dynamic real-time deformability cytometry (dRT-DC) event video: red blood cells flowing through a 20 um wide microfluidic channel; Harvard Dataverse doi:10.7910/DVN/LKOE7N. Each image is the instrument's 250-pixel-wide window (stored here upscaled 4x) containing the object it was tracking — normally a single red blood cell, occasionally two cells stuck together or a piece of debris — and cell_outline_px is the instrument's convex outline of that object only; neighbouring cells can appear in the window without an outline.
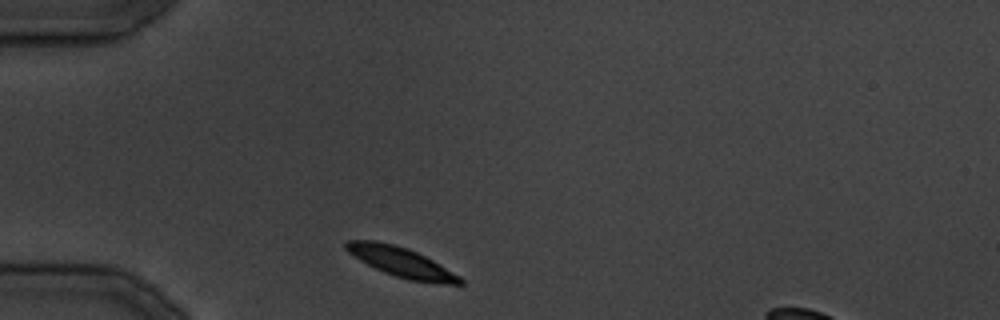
{"species": "common noctule bat (a hibernating species)", "species_latin": "Nyctalus noctula", "temperature_condition": "cold", "stored_images_in_passage": 11, "camera_frame_rate_fps": 3000, "um_per_image_px": 0.085, "animal": {"sex": "male", "body_mass_g": 19.5, "forearm_length_mm": 54.6}, "frame": {"image": 1, "passage_image": 1, "time_ms": 0.0, "image_size_px": [1000, 320], "cell_outline_px": [[464, 284], [444, 284], [408, 280], [384, 272], [360, 260], [348, 252], [344, 248], [344, 244], [348, 240], [376, 240], [408, 248], [432, 260], [460, 276], [464, 280]], "centroid_in_image_um": [34.11, 22.28], "position_along_channel_um": 50.9, "area_um2": 19.54}}
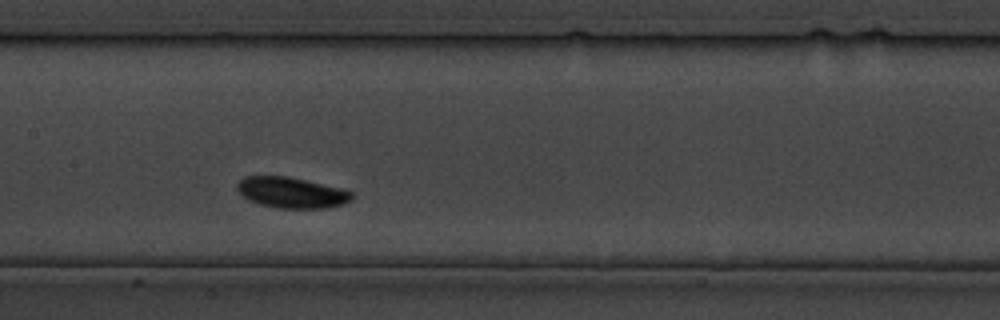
{"frame": {"image": 2, "passage_image": 9, "time_ms": 10.0, "image_size_px": [1000, 320], "cell_outline_px": [[352, 200], [344, 204], [324, 208], [276, 208], [260, 204], [248, 200], [236, 188], [236, 184], [244, 176], [288, 176], [340, 188], [352, 192]], "centroid_in_image_um": [24.76, 16.37], "position_along_channel_um": 182.6, "area_um2": 20.52}}
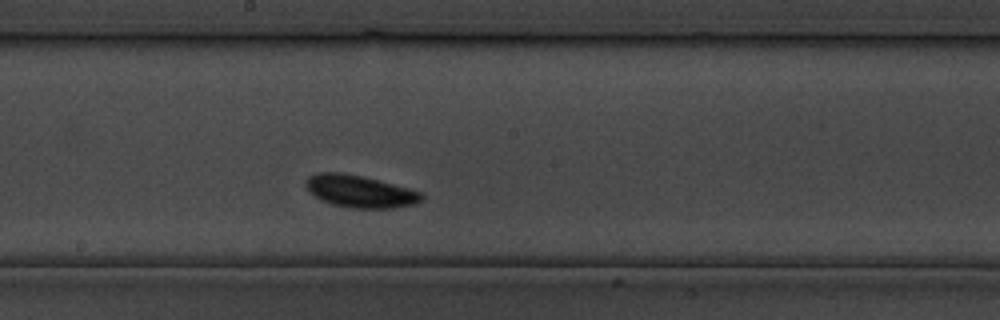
{"frame": {"image": 3, "passage_image": 11, "time_ms": 12.333, "image_size_px": [1000, 320], "cell_outline_px": [[424, 200], [412, 204], [392, 208], [348, 208], [332, 204], [320, 200], [308, 192], [304, 184], [304, 180], [308, 176], [316, 172], [340, 172], [360, 176], [424, 192]], "centroid_in_image_um": [30.54, 16.27], "position_along_channel_um": 217.7, "area_um2": 21.91}}